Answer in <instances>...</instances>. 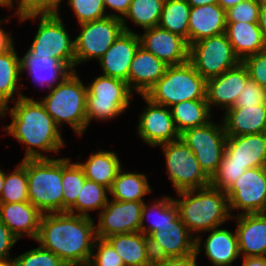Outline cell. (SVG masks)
Here are the masks:
<instances>
[{"mask_svg":"<svg viewBox=\"0 0 266 266\" xmlns=\"http://www.w3.org/2000/svg\"><path fill=\"white\" fill-rule=\"evenodd\" d=\"M7 113L12 120L2 129L23 144L26 149L23 159L49 158L43 153L51 151L58 154L66 145L61 129L46 112L42 103L34 97L24 95L14 101L12 107L7 105L1 108L0 117H6Z\"/></svg>","mask_w":266,"mask_h":266,"instance_id":"obj_1","label":"cell"},{"mask_svg":"<svg viewBox=\"0 0 266 266\" xmlns=\"http://www.w3.org/2000/svg\"><path fill=\"white\" fill-rule=\"evenodd\" d=\"M95 218L68 212L43 214L35 239L67 266L89 263L96 241Z\"/></svg>","mask_w":266,"mask_h":266,"instance_id":"obj_2","label":"cell"},{"mask_svg":"<svg viewBox=\"0 0 266 266\" xmlns=\"http://www.w3.org/2000/svg\"><path fill=\"white\" fill-rule=\"evenodd\" d=\"M176 194L179 198L173 200L178 207V215L195 237L233 219L226 192L211 185Z\"/></svg>","mask_w":266,"mask_h":266,"instance_id":"obj_3","label":"cell"},{"mask_svg":"<svg viewBox=\"0 0 266 266\" xmlns=\"http://www.w3.org/2000/svg\"><path fill=\"white\" fill-rule=\"evenodd\" d=\"M79 76L76 71H72L39 101L58 127L70 125L81 138L87 130V86Z\"/></svg>","mask_w":266,"mask_h":266,"instance_id":"obj_4","label":"cell"},{"mask_svg":"<svg viewBox=\"0 0 266 266\" xmlns=\"http://www.w3.org/2000/svg\"><path fill=\"white\" fill-rule=\"evenodd\" d=\"M27 159L28 198L42 214L63 212L62 158Z\"/></svg>","mask_w":266,"mask_h":266,"instance_id":"obj_5","label":"cell"},{"mask_svg":"<svg viewBox=\"0 0 266 266\" xmlns=\"http://www.w3.org/2000/svg\"><path fill=\"white\" fill-rule=\"evenodd\" d=\"M61 13H30L22 15L19 22L37 20L38 30L28 51L33 56L53 57L75 70V46L67 32Z\"/></svg>","mask_w":266,"mask_h":266,"instance_id":"obj_6","label":"cell"},{"mask_svg":"<svg viewBox=\"0 0 266 266\" xmlns=\"http://www.w3.org/2000/svg\"><path fill=\"white\" fill-rule=\"evenodd\" d=\"M145 96L168 108L182 101L206 99V80L189 61L167 66L164 75Z\"/></svg>","mask_w":266,"mask_h":266,"instance_id":"obj_7","label":"cell"},{"mask_svg":"<svg viewBox=\"0 0 266 266\" xmlns=\"http://www.w3.org/2000/svg\"><path fill=\"white\" fill-rule=\"evenodd\" d=\"M134 93L127 82L99 75L87 85V128L94 120L108 121L122 115L130 105Z\"/></svg>","mask_w":266,"mask_h":266,"instance_id":"obj_8","label":"cell"},{"mask_svg":"<svg viewBox=\"0 0 266 266\" xmlns=\"http://www.w3.org/2000/svg\"><path fill=\"white\" fill-rule=\"evenodd\" d=\"M168 180L175 192L203 188L210 185V178L204 173L195 155L181 139L162 144Z\"/></svg>","mask_w":266,"mask_h":266,"instance_id":"obj_9","label":"cell"},{"mask_svg":"<svg viewBox=\"0 0 266 266\" xmlns=\"http://www.w3.org/2000/svg\"><path fill=\"white\" fill-rule=\"evenodd\" d=\"M195 155L204 173L211 179L216 173L226 149L224 126L213 120L199 127L186 129L180 134Z\"/></svg>","mask_w":266,"mask_h":266,"instance_id":"obj_10","label":"cell"},{"mask_svg":"<svg viewBox=\"0 0 266 266\" xmlns=\"http://www.w3.org/2000/svg\"><path fill=\"white\" fill-rule=\"evenodd\" d=\"M189 62L205 80H208L235 67L241 61L223 33L190 44Z\"/></svg>","mask_w":266,"mask_h":266,"instance_id":"obj_11","label":"cell"},{"mask_svg":"<svg viewBox=\"0 0 266 266\" xmlns=\"http://www.w3.org/2000/svg\"><path fill=\"white\" fill-rule=\"evenodd\" d=\"M79 27L81 32L74 39L75 67L93 58L98 61L124 31L121 19L111 16Z\"/></svg>","mask_w":266,"mask_h":266,"instance_id":"obj_12","label":"cell"},{"mask_svg":"<svg viewBox=\"0 0 266 266\" xmlns=\"http://www.w3.org/2000/svg\"><path fill=\"white\" fill-rule=\"evenodd\" d=\"M231 216L234 210L239 214L264 213L266 210V167H254L236 180L226 192Z\"/></svg>","mask_w":266,"mask_h":266,"instance_id":"obj_13","label":"cell"},{"mask_svg":"<svg viewBox=\"0 0 266 266\" xmlns=\"http://www.w3.org/2000/svg\"><path fill=\"white\" fill-rule=\"evenodd\" d=\"M143 202L109 199L98 213L96 236L105 239L114 234L139 232Z\"/></svg>","mask_w":266,"mask_h":266,"instance_id":"obj_14","label":"cell"},{"mask_svg":"<svg viewBox=\"0 0 266 266\" xmlns=\"http://www.w3.org/2000/svg\"><path fill=\"white\" fill-rule=\"evenodd\" d=\"M146 107L139 114L137 134L143 143L151 147L160 146L180 138L174 125L170 108L154 103L145 95H140Z\"/></svg>","mask_w":266,"mask_h":266,"instance_id":"obj_15","label":"cell"},{"mask_svg":"<svg viewBox=\"0 0 266 266\" xmlns=\"http://www.w3.org/2000/svg\"><path fill=\"white\" fill-rule=\"evenodd\" d=\"M140 46L154 54L166 65H180L189 61V45L183 37L159 26L138 34Z\"/></svg>","mask_w":266,"mask_h":266,"instance_id":"obj_16","label":"cell"},{"mask_svg":"<svg viewBox=\"0 0 266 266\" xmlns=\"http://www.w3.org/2000/svg\"><path fill=\"white\" fill-rule=\"evenodd\" d=\"M249 79L246 66L240 62L235 67L224 71L221 75L206 80V101L210 110L219 107L227 109L233 107L244 85ZM214 106V107H213Z\"/></svg>","mask_w":266,"mask_h":266,"instance_id":"obj_17","label":"cell"},{"mask_svg":"<svg viewBox=\"0 0 266 266\" xmlns=\"http://www.w3.org/2000/svg\"><path fill=\"white\" fill-rule=\"evenodd\" d=\"M148 240L154 259L195 253V236L189 232L179 215L173 220L170 231L156 230L148 236Z\"/></svg>","mask_w":266,"mask_h":266,"instance_id":"obj_18","label":"cell"},{"mask_svg":"<svg viewBox=\"0 0 266 266\" xmlns=\"http://www.w3.org/2000/svg\"><path fill=\"white\" fill-rule=\"evenodd\" d=\"M207 232L204 242L202 235L195 237V254L199 256L203 250L213 266H234L232 263L240 256L236 230L220 226Z\"/></svg>","mask_w":266,"mask_h":266,"instance_id":"obj_19","label":"cell"},{"mask_svg":"<svg viewBox=\"0 0 266 266\" xmlns=\"http://www.w3.org/2000/svg\"><path fill=\"white\" fill-rule=\"evenodd\" d=\"M139 45L138 33L123 31L98 60L102 75L127 81L130 65Z\"/></svg>","mask_w":266,"mask_h":266,"instance_id":"obj_20","label":"cell"},{"mask_svg":"<svg viewBox=\"0 0 266 266\" xmlns=\"http://www.w3.org/2000/svg\"><path fill=\"white\" fill-rule=\"evenodd\" d=\"M236 234L240 256L266 257V214H236Z\"/></svg>","mask_w":266,"mask_h":266,"instance_id":"obj_21","label":"cell"},{"mask_svg":"<svg viewBox=\"0 0 266 266\" xmlns=\"http://www.w3.org/2000/svg\"><path fill=\"white\" fill-rule=\"evenodd\" d=\"M166 65L151 52L139 45L130 65L127 85L132 92L145 95L164 75Z\"/></svg>","mask_w":266,"mask_h":266,"instance_id":"obj_22","label":"cell"},{"mask_svg":"<svg viewBox=\"0 0 266 266\" xmlns=\"http://www.w3.org/2000/svg\"><path fill=\"white\" fill-rule=\"evenodd\" d=\"M225 152L228 163H238L248 169L266 166V133L227 136Z\"/></svg>","mask_w":266,"mask_h":266,"instance_id":"obj_23","label":"cell"},{"mask_svg":"<svg viewBox=\"0 0 266 266\" xmlns=\"http://www.w3.org/2000/svg\"><path fill=\"white\" fill-rule=\"evenodd\" d=\"M42 213L28 202L0 203V221L20 240L24 236L36 239Z\"/></svg>","mask_w":266,"mask_h":266,"instance_id":"obj_24","label":"cell"},{"mask_svg":"<svg viewBox=\"0 0 266 266\" xmlns=\"http://www.w3.org/2000/svg\"><path fill=\"white\" fill-rule=\"evenodd\" d=\"M226 11L218 4L191 7L188 24V45L225 33Z\"/></svg>","mask_w":266,"mask_h":266,"instance_id":"obj_25","label":"cell"},{"mask_svg":"<svg viewBox=\"0 0 266 266\" xmlns=\"http://www.w3.org/2000/svg\"><path fill=\"white\" fill-rule=\"evenodd\" d=\"M222 123L226 136L266 133V103L244 108H229Z\"/></svg>","mask_w":266,"mask_h":266,"instance_id":"obj_26","label":"cell"},{"mask_svg":"<svg viewBox=\"0 0 266 266\" xmlns=\"http://www.w3.org/2000/svg\"><path fill=\"white\" fill-rule=\"evenodd\" d=\"M21 73L27 71L33 82L53 89L62 82L72 70L59 60L48 56H33L28 50L20 57Z\"/></svg>","mask_w":266,"mask_h":266,"instance_id":"obj_27","label":"cell"},{"mask_svg":"<svg viewBox=\"0 0 266 266\" xmlns=\"http://www.w3.org/2000/svg\"><path fill=\"white\" fill-rule=\"evenodd\" d=\"M125 266H151L153 256L148 237L142 232L114 234L105 238Z\"/></svg>","mask_w":266,"mask_h":266,"instance_id":"obj_28","label":"cell"},{"mask_svg":"<svg viewBox=\"0 0 266 266\" xmlns=\"http://www.w3.org/2000/svg\"><path fill=\"white\" fill-rule=\"evenodd\" d=\"M225 34L241 62L266 49V40L258 23L226 22Z\"/></svg>","mask_w":266,"mask_h":266,"instance_id":"obj_29","label":"cell"},{"mask_svg":"<svg viewBox=\"0 0 266 266\" xmlns=\"http://www.w3.org/2000/svg\"><path fill=\"white\" fill-rule=\"evenodd\" d=\"M15 49L14 45L10 50L0 54V108L6 107L11 100L14 102L24 96L21 92L24 86L20 81V57Z\"/></svg>","mask_w":266,"mask_h":266,"instance_id":"obj_30","label":"cell"},{"mask_svg":"<svg viewBox=\"0 0 266 266\" xmlns=\"http://www.w3.org/2000/svg\"><path fill=\"white\" fill-rule=\"evenodd\" d=\"M88 180L110 190L118 171L122 168L119 156L114 151L100 150L90 154L85 162H77Z\"/></svg>","mask_w":266,"mask_h":266,"instance_id":"obj_31","label":"cell"},{"mask_svg":"<svg viewBox=\"0 0 266 266\" xmlns=\"http://www.w3.org/2000/svg\"><path fill=\"white\" fill-rule=\"evenodd\" d=\"M111 199L118 201L145 202V197L151 194L152 188L146 174L137 172H125L121 168L109 190Z\"/></svg>","mask_w":266,"mask_h":266,"instance_id":"obj_32","label":"cell"},{"mask_svg":"<svg viewBox=\"0 0 266 266\" xmlns=\"http://www.w3.org/2000/svg\"><path fill=\"white\" fill-rule=\"evenodd\" d=\"M152 214V215H151ZM154 215V220L151 223H145L146 218H151ZM156 215V216H155ZM178 216V207L175 204L173 197L163 196L154 200L153 204L144 202L141 213L140 232L145 236H149L156 230L170 231L173 226V220ZM149 220V219H148Z\"/></svg>","mask_w":266,"mask_h":266,"instance_id":"obj_33","label":"cell"},{"mask_svg":"<svg viewBox=\"0 0 266 266\" xmlns=\"http://www.w3.org/2000/svg\"><path fill=\"white\" fill-rule=\"evenodd\" d=\"M170 111L180 134L186 129L205 125L212 118L206 99L182 101L171 106Z\"/></svg>","mask_w":266,"mask_h":266,"instance_id":"obj_34","label":"cell"},{"mask_svg":"<svg viewBox=\"0 0 266 266\" xmlns=\"http://www.w3.org/2000/svg\"><path fill=\"white\" fill-rule=\"evenodd\" d=\"M165 0H132L125 16L121 19L124 31L134 32L127 22L130 20L142 29L159 25ZM128 19V20H127Z\"/></svg>","mask_w":266,"mask_h":266,"instance_id":"obj_35","label":"cell"},{"mask_svg":"<svg viewBox=\"0 0 266 266\" xmlns=\"http://www.w3.org/2000/svg\"><path fill=\"white\" fill-rule=\"evenodd\" d=\"M109 189L86 179L78 195L76 203L67 211L75 215L91 217L90 212H100L108 203Z\"/></svg>","mask_w":266,"mask_h":266,"instance_id":"obj_36","label":"cell"},{"mask_svg":"<svg viewBox=\"0 0 266 266\" xmlns=\"http://www.w3.org/2000/svg\"><path fill=\"white\" fill-rule=\"evenodd\" d=\"M191 6L187 0H165L159 27L178 34L188 43V24Z\"/></svg>","mask_w":266,"mask_h":266,"instance_id":"obj_37","label":"cell"},{"mask_svg":"<svg viewBox=\"0 0 266 266\" xmlns=\"http://www.w3.org/2000/svg\"><path fill=\"white\" fill-rule=\"evenodd\" d=\"M28 201L27 159H22L21 163H18L13 171L10 173L5 172L0 203Z\"/></svg>","mask_w":266,"mask_h":266,"instance_id":"obj_38","label":"cell"},{"mask_svg":"<svg viewBox=\"0 0 266 266\" xmlns=\"http://www.w3.org/2000/svg\"><path fill=\"white\" fill-rule=\"evenodd\" d=\"M70 159L62 157L63 212H67L76 203L87 179L79 164Z\"/></svg>","mask_w":266,"mask_h":266,"instance_id":"obj_39","label":"cell"},{"mask_svg":"<svg viewBox=\"0 0 266 266\" xmlns=\"http://www.w3.org/2000/svg\"><path fill=\"white\" fill-rule=\"evenodd\" d=\"M247 169L242 164L228 163V154L225 152L216 173L210 179V185L227 192Z\"/></svg>","mask_w":266,"mask_h":266,"instance_id":"obj_40","label":"cell"},{"mask_svg":"<svg viewBox=\"0 0 266 266\" xmlns=\"http://www.w3.org/2000/svg\"><path fill=\"white\" fill-rule=\"evenodd\" d=\"M12 266H67V264L53 252L38 246L13 258Z\"/></svg>","mask_w":266,"mask_h":266,"instance_id":"obj_41","label":"cell"},{"mask_svg":"<svg viewBox=\"0 0 266 266\" xmlns=\"http://www.w3.org/2000/svg\"><path fill=\"white\" fill-rule=\"evenodd\" d=\"M77 18L78 25L100 20L108 16L103 5V0H67ZM62 2V0H61Z\"/></svg>","mask_w":266,"mask_h":266,"instance_id":"obj_42","label":"cell"},{"mask_svg":"<svg viewBox=\"0 0 266 266\" xmlns=\"http://www.w3.org/2000/svg\"><path fill=\"white\" fill-rule=\"evenodd\" d=\"M89 264L91 266H125L112 245L106 239L98 237L94 243Z\"/></svg>","mask_w":266,"mask_h":266,"instance_id":"obj_43","label":"cell"},{"mask_svg":"<svg viewBox=\"0 0 266 266\" xmlns=\"http://www.w3.org/2000/svg\"><path fill=\"white\" fill-rule=\"evenodd\" d=\"M260 5L254 0H245L226 11V22H259Z\"/></svg>","mask_w":266,"mask_h":266,"instance_id":"obj_44","label":"cell"},{"mask_svg":"<svg viewBox=\"0 0 266 266\" xmlns=\"http://www.w3.org/2000/svg\"><path fill=\"white\" fill-rule=\"evenodd\" d=\"M264 103H266V88L249 78L231 108H244Z\"/></svg>","mask_w":266,"mask_h":266,"instance_id":"obj_45","label":"cell"},{"mask_svg":"<svg viewBox=\"0 0 266 266\" xmlns=\"http://www.w3.org/2000/svg\"><path fill=\"white\" fill-rule=\"evenodd\" d=\"M14 15L20 17L30 13L60 12L61 0H15ZM18 4V5H17Z\"/></svg>","mask_w":266,"mask_h":266,"instance_id":"obj_46","label":"cell"},{"mask_svg":"<svg viewBox=\"0 0 266 266\" xmlns=\"http://www.w3.org/2000/svg\"><path fill=\"white\" fill-rule=\"evenodd\" d=\"M242 63L248 70L249 78L266 88V49L245 58Z\"/></svg>","mask_w":266,"mask_h":266,"instance_id":"obj_47","label":"cell"},{"mask_svg":"<svg viewBox=\"0 0 266 266\" xmlns=\"http://www.w3.org/2000/svg\"><path fill=\"white\" fill-rule=\"evenodd\" d=\"M19 239L13 232L0 221V261H12L11 252L13 246Z\"/></svg>","mask_w":266,"mask_h":266,"instance_id":"obj_48","label":"cell"},{"mask_svg":"<svg viewBox=\"0 0 266 266\" xmlns=\"http://www.w3.org/2000/svg\"><path fill=\"white\" fill-rule=\"evenodd\" d=\"M197 257L198 256L194 253L183 257L153 259L151 266H198Z\"/></svg>","mask_w":266,"mask_h":266,"instance_id":"obj_49","label":"cell"},{"mask_svg":"<svg viewBox=\"0 0 266 266\" xmlns=\"http://www.w3.org/2000/svg\"><path fill=\"white\" fill-rule=\"evenodd\" d=\"M132 0H103L105 10L112 9L110 13L107 12L108 16L122 19L127 13ZM115 12V13H113ZM119 13V14H117Z\"/></svg>","mask_w":266,"mask_h":266,"instance_id":"obj_50","label":"cell"},{"mask_svg":"<svg viewBox=\"0 0 266 266\" xmlns=\"http://www.w3.org/2000/svg\"><path fill=\"white\" fill-rule=\"evenodd\" d=\"M8 21H10L9 18L5 19L0 18V54L10 50L15 45L11 33L4 31L3 27L1 28L3 22H8Z\"/></svg>","mask_w":266,"mask_h":266,"instance_id":"obj_51","label":"cell"},{"mask_svg":"<svg viewBox=\"0 0 266 266\" xmlns=\"http://www.w3.org/2000/svg\"><path fill=\"white\" fill-rule=\"evenodd\" d=\"M242 266H266V257H245Z\"/></svg>","mask_w":266,"mask_h":266,"instance_id":"obj_52","label":"cell"},{"mask_svg":"<svg viewBox=\"0 0 266 266\" xmlns=\"http://www.w3.org/2000/svg\"><path fill=\"white\" fill-rule=\"evenodd\" d=\"M258 24L266 40V4L260 5Z\"/></svg>","mask_w":266,"mask_h":266,"instance_id":"obj_53","label":"cell"},{"mask_svg":"<svg viewBox=\"0 0 266 266\" xmlns=\"http://www.w3.org/2000/svg\"><path fill=\"white\" fill-rule=\"evenodd\" d=\"M245 0H218V5L227 11L229 8L236 6L240 2H243Z\"/></svg>","mask_w":266,"mask_h":266,"instance_id":"obj_54","label":"cell"},{"mask_svg":"<svg viewBox=\"0 0 266 266\" xmlns=\"http://www.w3.org/2000/svg\"><path fill=\"white\" fill-rule=\"evenodd\" d=\"M191 7H198L207 4H218V0H187Z\"/></svg>","mask_w":266,"mask_h":266,"instance_id":"obj_55","label":"cell"},{"mask_svg":"<svg viewBox=\"0 0 266 266\" xmlns=\"http://www.w3.org/2000/svg\"><path fill=\"white\" fill-rule=\"evenodd\" d=\"M14 0H0V7H6L14 10Z\"/></svg>","mask_w":266,"mask_h":266,"instance_id":"obj_56","label":"cell"},{"mask_svg":"<svg viewBox=\"0 0 266 266\" xmlns=\"http://www.w3.org/2000/svg\"><path fill=\"white\" fill-rule=\"evenodd\" d=\"M4 178H5V171L0 169V196L3 189Z\"/></svg>","mask_w":266,"mask_h":266,"instance_id":"obj_57","label":"cell"},{"mask_svg":"<svg viewBox=\"0 0 266 266\" xmlns=\"http://www.w3.org/2000/svg\"><path fill=\"white\" fill-rule=\"evenodd\" d=\"M0 266H12V261H0Z\"/></svg>","mask_w":266,"mask_h":266,"instance_id":"obj_58","label":"cell"},{"mask_svg":"<svg viewBox=\"0 0 266 266\" xmlns=\"http://www.w3.org/2000/svg\"><path fill=\"white\" fill-rule=\"evenodd\" d=\"M256 3H258L259 5H263L266 4V0H254Z\"/></svg>","mask_w":266,"mask_h":266,"instance_id":"obj_59","label":"cell"},{"mask_svg":"<svg viewBox=\"0 0 266 266\" xmlns=\"http://www.w3.org/2000/svg\"><path fill=\"white\" fill-rule=\"evenodd\" d=\"M81 266H91L89 263L83 264Z\"/></svg>","mask_w":266,"mask_h":266,"instance_id":"obj_60","label":"cell"}]
</instances>
